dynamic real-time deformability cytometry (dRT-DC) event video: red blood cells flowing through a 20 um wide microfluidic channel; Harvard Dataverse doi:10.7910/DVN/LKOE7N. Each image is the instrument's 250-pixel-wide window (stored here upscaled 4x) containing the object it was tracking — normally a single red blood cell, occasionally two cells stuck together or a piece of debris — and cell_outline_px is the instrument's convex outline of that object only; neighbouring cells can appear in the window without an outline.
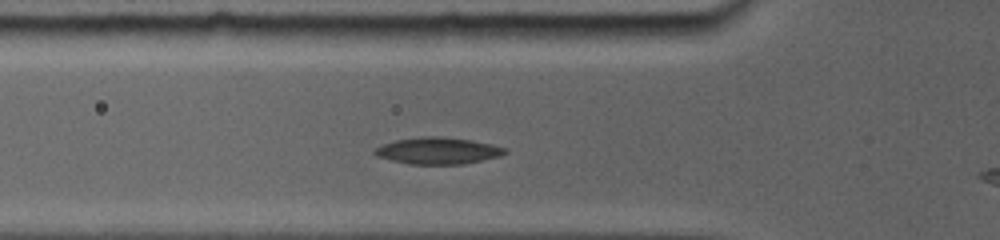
{"species": "common noctule bat (a hibernating species)", "species_latin": "Nyctalus noctula", "temperature_condition": "room temperature", "stored_images_in_passage": 17, "camera_frame_rate_fps": 5000, "um_per_image_px": 0.085, "animal": {"sex": "female", "body_mass_g": 19.0, "forearm_length_mm": 56.7}, "frame": {"image": 1, "passage_image": 3, "time_ms": 1.6, "image_size_px": [1000, 240], "cell_outline_px": [[508, 152], [500, 156], [464, 164], [408, 164], [376, 156], [372, 152], [376, 148], [384, 144], [396, 140], [468, 140], [488, 144], [504, 148]], "centroid_in_image_um": [37.22, 12.89], "position_along_channel_um": 88.6, "area_um2": 18.67}}
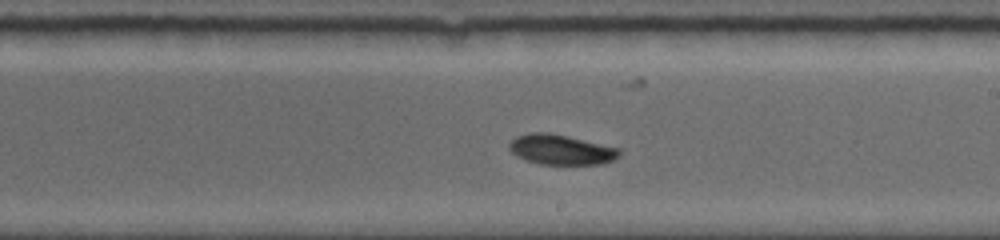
{"frame": {"image": 2, "passage_image": 9, "time_ms": 5.6, "image_size_px": [1000, 240], "cell_outline_px": [[620, 156], [604, 164], [540, 164], [516, 156], [508, 148], [508, 144], [516, 136], [532, 132], [548, 132], [568, 136], [620, 148]], "centroid_in_image_um": [47.69, 12.71], "position_along_channel_um": 241.3, "area_um2": 19.31}}
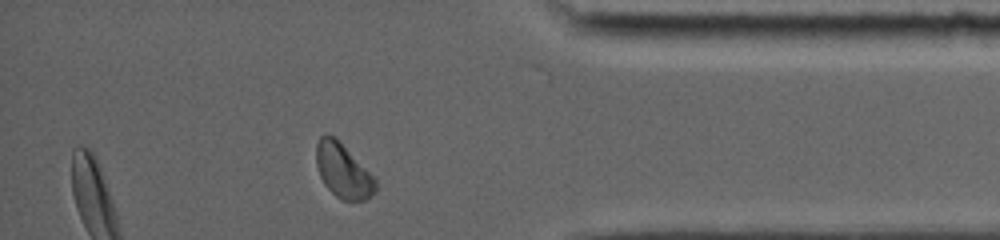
{"frame": {"image": 3, "passage_image": 16, "time_ms": 10.2, "image_size_px": [1000, 240], "cell_outline_px": [[376, 188], [372, 196], [364, 200], [344, 200], [336, 196], [324, 184], [320, 176], [316, 164], [316, 144], [320, 136], [324, 132], [336, 136], [376, 176]], "centroid_in_image_um": [29.18, 14.46], "position_along_channel_um": 406.0, "area_um2": 19.31}, "authors_computed_cell_mechanics": {"area_um2": 18.7272, "velocity_mm_per_s": 3.822, "shape_relaxation_time_tau1_ms": 2.3636, "shape_relaxation_time_tau2_ms": null, "deformation_change_tau1": 0.0962, "deformation_change_tau2": null}}